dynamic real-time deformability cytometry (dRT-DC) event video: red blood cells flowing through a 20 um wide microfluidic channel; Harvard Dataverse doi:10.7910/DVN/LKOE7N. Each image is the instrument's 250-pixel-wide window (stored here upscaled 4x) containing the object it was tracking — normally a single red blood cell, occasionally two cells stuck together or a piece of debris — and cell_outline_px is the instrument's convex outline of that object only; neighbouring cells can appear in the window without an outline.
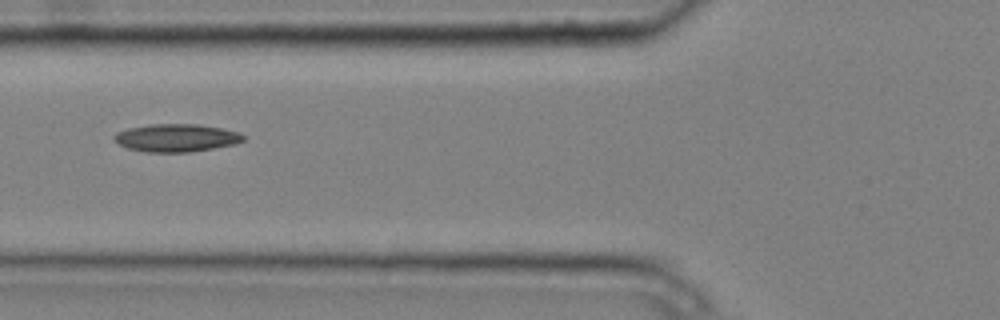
{"species": "common noctule bat (a hibernating species)", "species_latin": "Nyctalus noctula", "temperature_condition": "cold", "stored_images_in_passage": 5, "camera_frame_rate_fps": 3000, "um_per_image_px": 0.085, "animal": {"sex": "male", "body_mass_g": 20.4}, "frame": {"image": 1, "passage_image": 3, "time_ms": 0.667, "image_size_px": [1000, 320], "cell_outline_px": [[244, 140], [236, 144], [188, 152], [144, 152], [128, 148], [112, 140], [112, 136], [116, 132], [128, 128], [148, 124], [196, 124], [220, 128], [240, 132], [244, 136]], "centroid_in_image_um": [14.95, 11.71], "position_along_channel_um": 110.9, "area_um2": 20.98}}
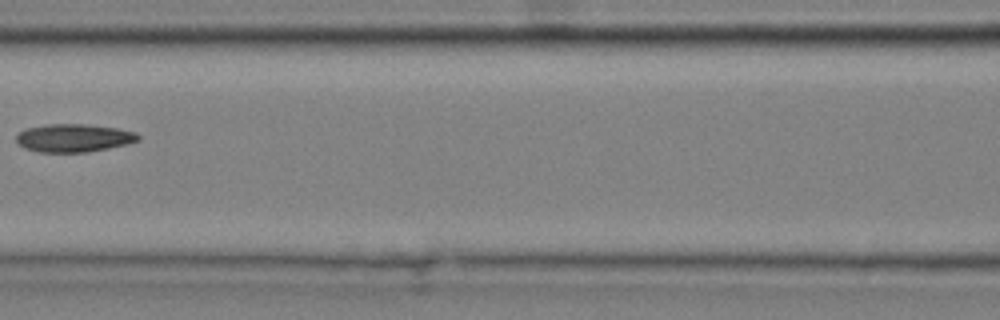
{"frame": {"image": 2, "passage_image": 4, "time_ms": 1.0, "image_size_px": [1000, 320], "cell_outline_px": [[140, 140], [128, 144], [88, 152], [40, 152], [24, 148], [16, 140], [16, 136], [24, 128], [48, 124], [84, 124], [116, 128], [136, 132], [140, 136]], "centroid_in_image_um": [6.28, 11.72], "position_along_channel_um": 160.3, "area_um2": 19.94}}
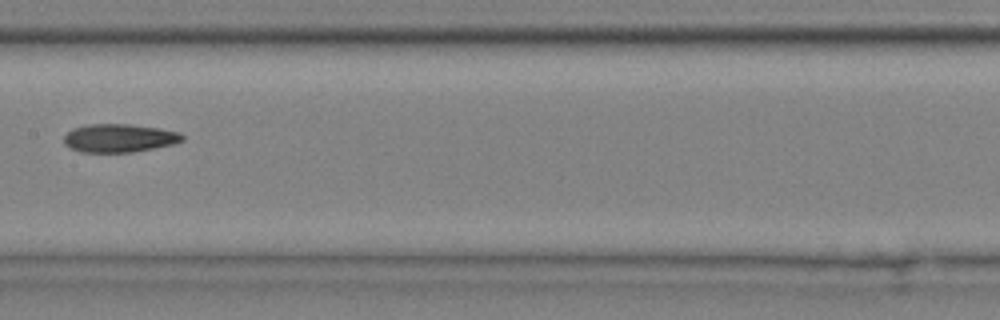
{"frame": {"image": 3, "passage_image": 5, "time_ms": 1.333, "image_size_px": [1000, 320], "cell_outline_px": [[184, 140], [172, 144], [132, 152], [80, 152], [64, 144], [64, 136], [72, 128], [88, 124], [128, 124], [160, 128], [180, 132], [184, 136]], "centroid_in_image_um": [10.13, 11.73], "position_along_channel_um": 197.3, "area_um2": 19.48}}